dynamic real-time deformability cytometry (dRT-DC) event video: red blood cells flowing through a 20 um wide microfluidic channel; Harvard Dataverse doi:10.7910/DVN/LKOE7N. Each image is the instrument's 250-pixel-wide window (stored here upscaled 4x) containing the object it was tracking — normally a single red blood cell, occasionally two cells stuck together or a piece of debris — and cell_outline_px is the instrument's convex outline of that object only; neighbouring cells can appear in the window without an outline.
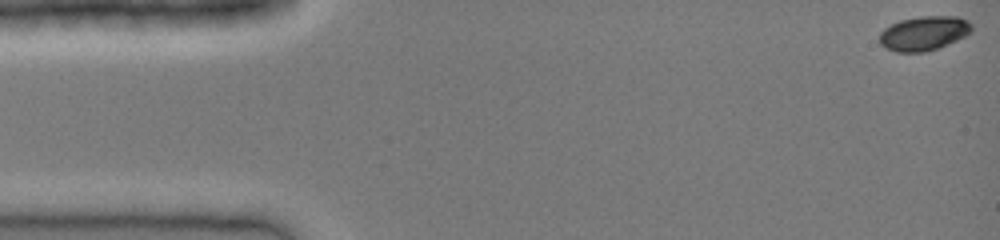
{"species": "common noctule bat (a hibernating species)", "species_latin": "Nyctalus noctula", "temperature_condition": "cold", "stored_images_in_passage": 39, "camera_frame_rate_fps": 3000, "um_per_image_px": 0.085, "animal": {"sex": "female", "body_mass_g": 19.0, "forearm_length_mm": 51.5}, "frame": {"image": 1, "passage_image": 1, "time_ms": 0.0, "image_size_px": [1000, 240], "cell_outline_px": [[972, 32], [956, 40], [936, 48], [924, 52], [896, 52], [884, 48], [880, 44], [880, 32], [884, 28], [900, 20], [920, 16], [956, 16], [968, 20], [972, 24]], "centroid_in_image_um": [78.52, 2.82], "position_along_channel_um": 6.5, "area_um2": 18.44}}
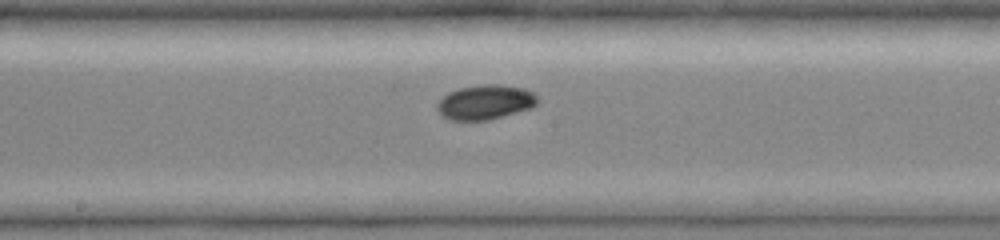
{"frame": {"image": 2, "passage_image": 22, "time_ms": 7.0, "image_size_px": [1000, 240], "cell_outline_px": [[536, 104], [532, 108], [488, 120], [448, 120], [436, 108], [436, 104], [448, 92], [460, 88], [480, 84], [500, 84], [524, 88], [532, 92], [536, 96]], "centroid_in_image_um": [41.24, 8.68], "position_along_channel_um": 207.0, "area_um2": 20.17}}
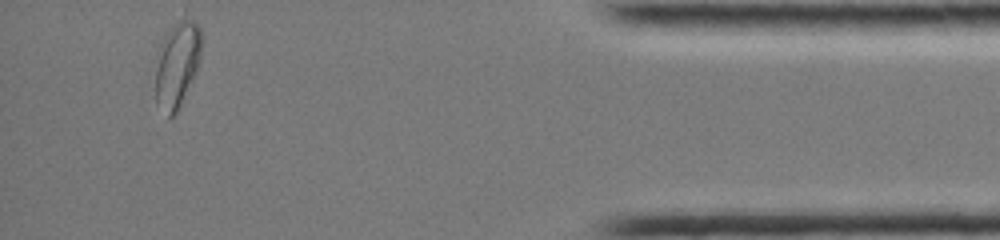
{"frame": {"image": 3, "passage_image": 39, "time_ms": 12.667, "image_size_px": [1000, 240], "cell_outline_px": [[200, 60], [196, 72], [176, 116], [168, 120], [156, 104], [156, 52], [160, 40], [172, 24], [184, 12], [200, 28]], "centroid_in_image_um": [15.02, 5.46], "position_along_channel_um": 420.2, "area_um2": 24.04}}